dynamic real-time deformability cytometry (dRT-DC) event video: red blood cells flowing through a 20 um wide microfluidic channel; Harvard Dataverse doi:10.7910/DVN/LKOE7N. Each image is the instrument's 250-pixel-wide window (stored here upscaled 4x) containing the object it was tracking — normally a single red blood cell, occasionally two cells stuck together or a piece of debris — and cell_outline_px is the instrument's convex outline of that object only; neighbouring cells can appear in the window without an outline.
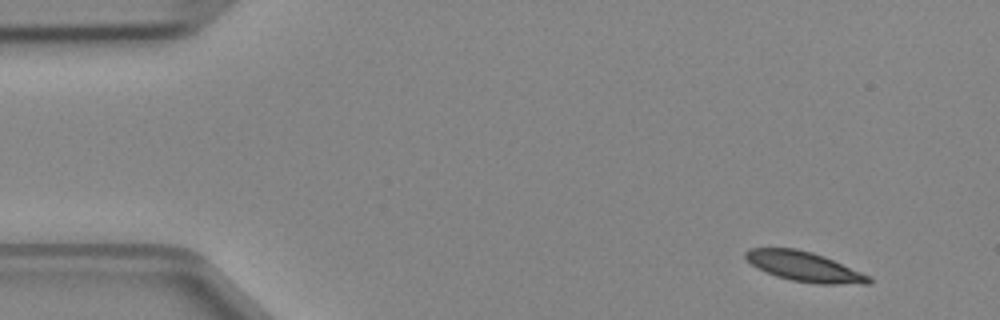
{"species": "Egyptian fruit bat (a non-hibernating species)", "species_latin": "Rousettus aegyptiacus", "temperature_condition": "cold", "stored_images_in_passage": 3, "camera_frame_rate_fps": 3000, "um_per_image_px": 0.085, "animal": {"sex": "female"}, "frame": {"image": 1, "passage_image": 1, "time_ms": 0.0, "image_size_px": [1000, 320], "cell_outline_px": [[872, 284], [816, 284], [792, 280], [776, 276], [756, 268], [744, 256], [744, 252], [748, 248], [796, 248], [812, 252], [824, 256], [872, 276]], "centroid_in_image_um": [68.39, 22.66], "position_along_channel_um": 16.6, "area_um2": 21.56}}